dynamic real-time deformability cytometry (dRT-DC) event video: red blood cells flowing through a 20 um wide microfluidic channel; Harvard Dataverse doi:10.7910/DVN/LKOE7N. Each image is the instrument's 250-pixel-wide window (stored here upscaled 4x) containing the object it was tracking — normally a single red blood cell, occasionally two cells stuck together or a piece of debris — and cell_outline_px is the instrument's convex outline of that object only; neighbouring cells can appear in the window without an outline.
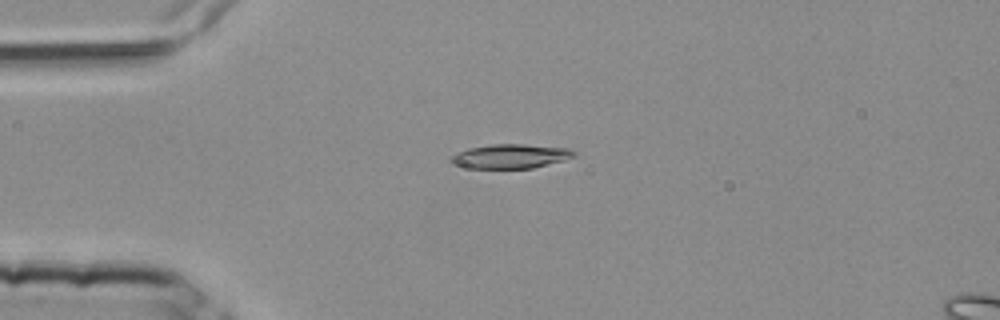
{"species": "common noctule bat (a hibernating species)", "species_latin": "Nyctalus noctula", "temperature_condition": "room temperature", "stored_images_in_passage": 4, "camera_frame_rate_fps": 3000, "um_per_image_px": 0.085, "animal": {"sex": "female", "body_mass_g": 25.1}, "frame": {"image": 1, "passage_image": 4, "time_ms": 1.0, "image_size_px": [1000, 320], "cell_outline_px": [[576, 156], [564, 160], [532, 168], [468, 168], [448, 160], [448, 156], [456, 152], [468, 148], [492, 144], [524, 144], [568, 148], [576, 152]], "centroid_in_image_um": [43.38, 13.27], "position_along_channel_um": 41.6, "area_um2": 17.4}}